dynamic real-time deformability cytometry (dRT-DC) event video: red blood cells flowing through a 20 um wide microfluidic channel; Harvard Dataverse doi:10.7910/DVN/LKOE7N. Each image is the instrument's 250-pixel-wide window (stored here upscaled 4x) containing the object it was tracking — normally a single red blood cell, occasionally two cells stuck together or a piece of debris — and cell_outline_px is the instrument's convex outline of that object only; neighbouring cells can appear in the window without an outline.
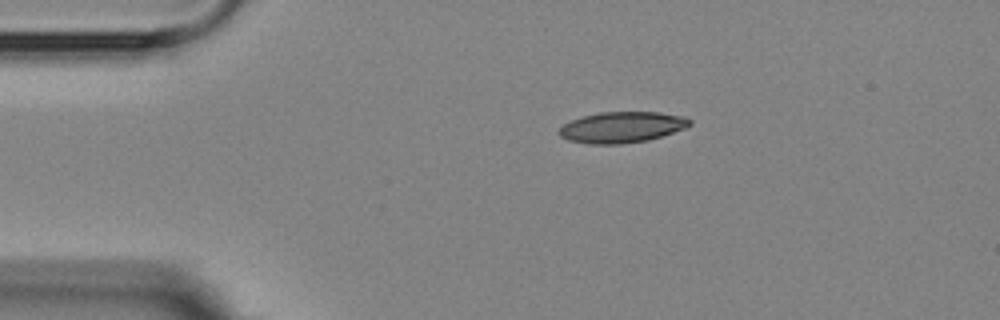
{"species": "Egyptian fruit bat (a non-hibernating species)", "species_latin": "Rousettus aegyptiacus", "temperature_condition": "room temperature", "stored_images_in_passage": 8, "camera_frame_rate_fps": 3000, "um_per_image_px": 0.085, "animal": {"sex": "female"}, "frame": {"image": 1, "passage_image": 1, "time_ms": 0.0, "image_size_px": [1000, 320], "cell_outline_px": [[692, 124], [684, 128], [648, 140], [620, 144], [588, 144], [568, 140], [560, 136], [560, 128], [564, 124], [572, 120], [584, 116], [600, 112], [660, 112], [684, 116], [692, 120]], "centroid_in_image_um": [52.87, 10.81], "position_along_channel_um": 32.1, "area_um2": 23.41}}
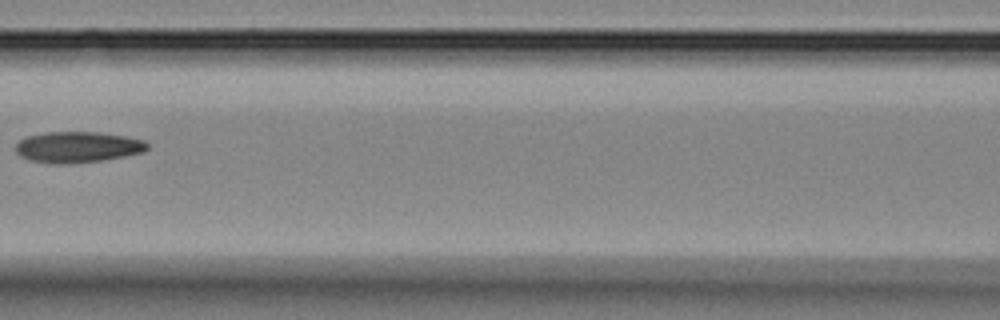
{"frame": {"image": 2, "passage_image": 5, "time_ms": 4.667, "image_size_px": [1000, 320], "cell_outline_px": [[148, 148], [144, 152], [104, 160], [68, 164], [48, 164], [28, 160], [20, 156], [16, 152], [16, 144], [20, 140], [28, 136], [44, 132], [96, 132], [124, 136], [144, 140], [148, 144]], "centroid_in_image_um": [6.57, 12.51], "position_along_channel_um": 160.0, "area_um2": 23.93}}
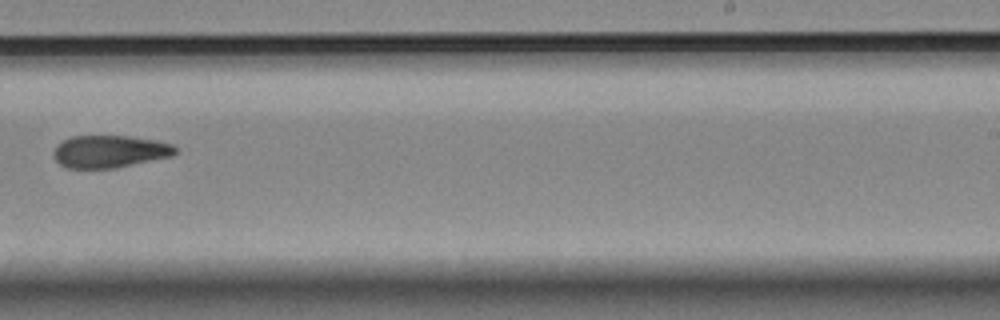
{"frame": {"image": 3, "passage_image": 8, "time_ms": 8.0, "image_size_px": [1000, 320], "cell_outline_px": [[176, 152], [172, 156], [116, 168], [68, 168], [60, 164], [52, 156], [52, 152], [56, 144], [72, 136], [128, 136], [156, 140], [172, 144], [176, 148]], "centroid_in_image_um": [9.29, 12.87], "position_along_channel_um": 279.7, "area_um2": 23.06}}